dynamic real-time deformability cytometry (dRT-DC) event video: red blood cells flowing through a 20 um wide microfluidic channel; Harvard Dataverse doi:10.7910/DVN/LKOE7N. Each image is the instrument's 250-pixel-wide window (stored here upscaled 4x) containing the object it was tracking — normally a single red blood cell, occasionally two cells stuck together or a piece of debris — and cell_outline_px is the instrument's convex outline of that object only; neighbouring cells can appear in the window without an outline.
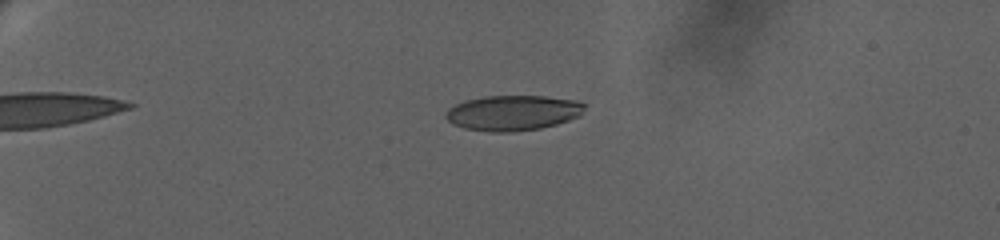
{"species": "human", "species_latin": "Homo sapiens", "temperature_condition": "warm", "stored_images_in_passage": 55, "camera_frame_rate_fps": 3000, "um_per_image_px": 0.085, "donor": {"sex": "female"}, "frame": {"image": 1, "passage_image": 26, "time_ms": 6.667, "image_size_px": [1000, 240], "cell_outline_px": [[584, 108], [580, 116], [556, 124], [540, 128], [508, 132], [492, 132], [464, 128], [452, 124], [444, 116], [444, 112], [448, 108], [456, 104], [468, 100], [484, 96], [544, 96], [576, 100], [584, 104]], "centroid_in_image_um": [43.57, 9.59], "position_along_channel_um": 41.4, "area_um2": 28.44}}
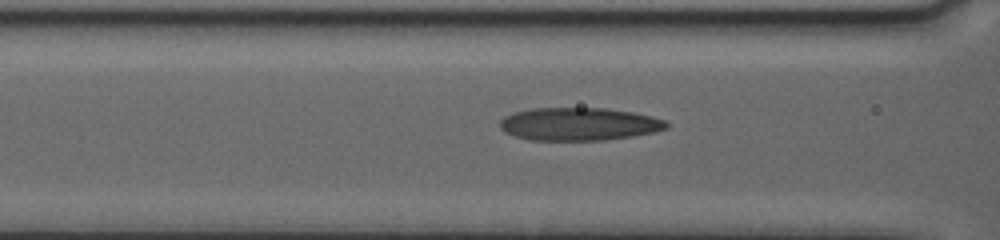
{"frame": {"image": 2, "passage_image": 43, "time_ms": 11.333, "image_size_px": [1000, 240], "cell_outline_px": [[668, 128], [652, 132], [632, 136], [604, 140], [532, 140], [516, 136], [504, 132], [500, 128], [500, 120], [504, 116], [512, 112], [532, 108], [604, 108], [632, 112], [652, 116], [664, 120], [668, 124]], "centroid_in_image_um": [49.18, 10.54], "position_along_channel_um": 117.4, "area_um2": 31.91}}
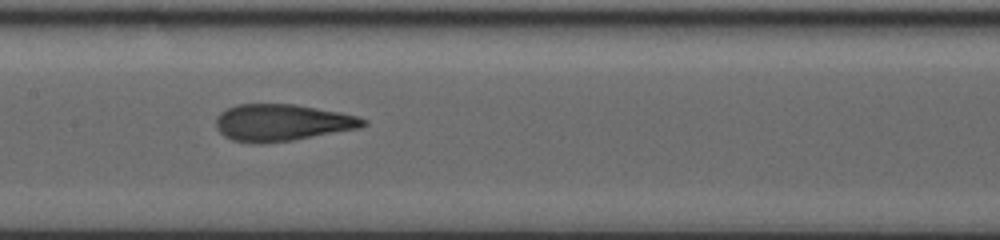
{"frame": {"image": 3, "passage_image": 54, "time_ms": 13.333, "image_size_px": [1000, 240], "cell_outline_px": [[368, 124], [360, 128], [292, 140], [232, 140], [224, 136], [216, 128], [216, 116], [220, 112], [236, 104], [296, 104], [340, 112], [356, 116], [368, 120]], "centroid_in_image_um": [24.02, 10.37], "position_along_channel_um": 183.4, "area_um2": 30.81}}